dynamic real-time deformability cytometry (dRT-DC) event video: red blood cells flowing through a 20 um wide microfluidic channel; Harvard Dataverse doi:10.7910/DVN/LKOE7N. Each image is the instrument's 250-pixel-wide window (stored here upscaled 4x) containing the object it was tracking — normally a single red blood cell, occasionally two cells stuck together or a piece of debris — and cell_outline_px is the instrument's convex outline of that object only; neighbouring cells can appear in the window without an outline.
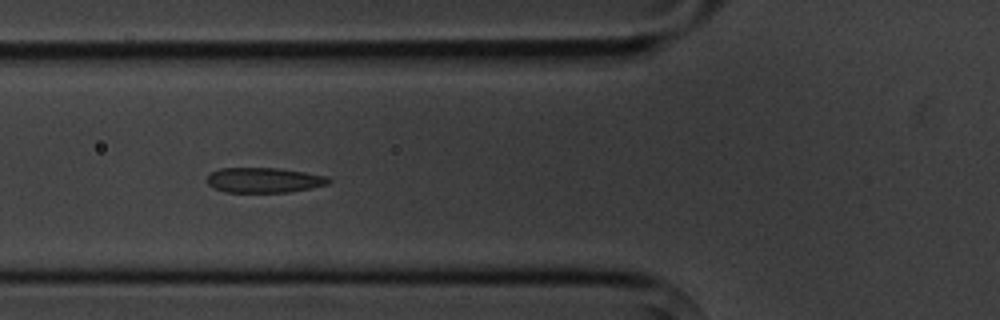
{"species": "common noctule bat (a hibernating species)", "species_latin": "Nyctalus noctula", "temperature_condition": "cold", "stored_images_in_passage": 7, "camera_frame_rate_fps": 3000, "um_per_image_px": 0.085, "animal": {"sex": "male", "body_mass_g": 20.1, "forearm_length_mm": 53.5}, "frame": {"image": 1, "passage_image": 4, "time_ms": 4.333, "image_size_px": [1000, 320], "cell_outline_px": [[332, 180], [328, 184], [312, 188], [288, 192], [224, 192], [212, 188], [208, 184], [208, 176], [212, 172], [220, 168], [280, 168], [328, 176]], "centroid_in_image_um": [22.46, 15.31], "position_along_channel_um": 103.3, "area_um2": 17.86}}
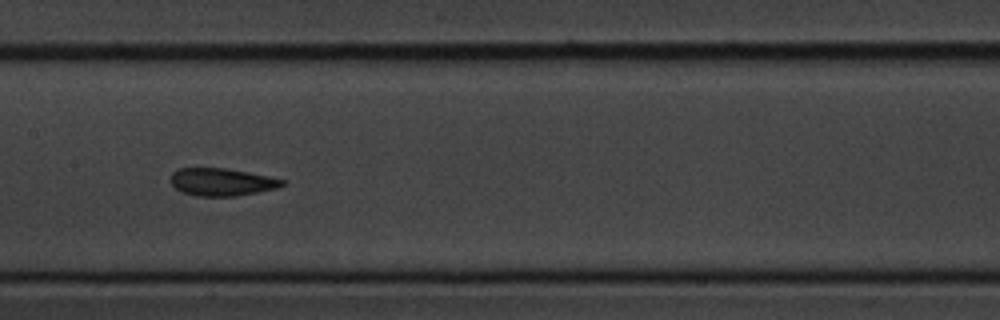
{"frame": {"image": 2, "passage_image": 6, "time_ms": 6.667, "image_size_px": [1000, 320], "cell_outline_px": [[284, 184], [276, 188], [236, 196], [196, 196], [180, 192], [172, 184], [172, 172], [180, 168], [224, 168], [248, 172], [268, 176], [284, 180]], "centroid_in_image_um": [18.82, 15.47], "position_along_channel_um": 188.6, "area_um2": 17.74}}
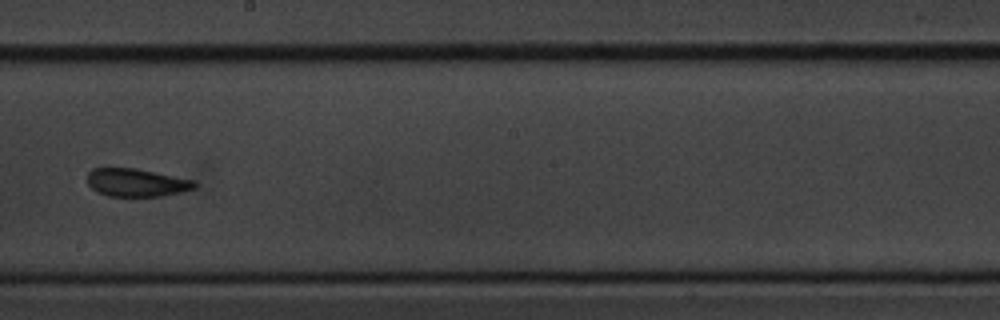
{"frame": {"image": 3, "passage_image": 7, "time_ms": 8.0, "image_size_px": [1000, 320], "cell_outline_px": [[196, 188], [164, 196], [108, 196], [96, 192], [88, 184], [88, 172], [92, 168], [136, 168], [196, 180]], "centroid_in_image_um": [11.61, 15.52], "position_along_channel_um": 236.6, "area_um2": 17.63}}